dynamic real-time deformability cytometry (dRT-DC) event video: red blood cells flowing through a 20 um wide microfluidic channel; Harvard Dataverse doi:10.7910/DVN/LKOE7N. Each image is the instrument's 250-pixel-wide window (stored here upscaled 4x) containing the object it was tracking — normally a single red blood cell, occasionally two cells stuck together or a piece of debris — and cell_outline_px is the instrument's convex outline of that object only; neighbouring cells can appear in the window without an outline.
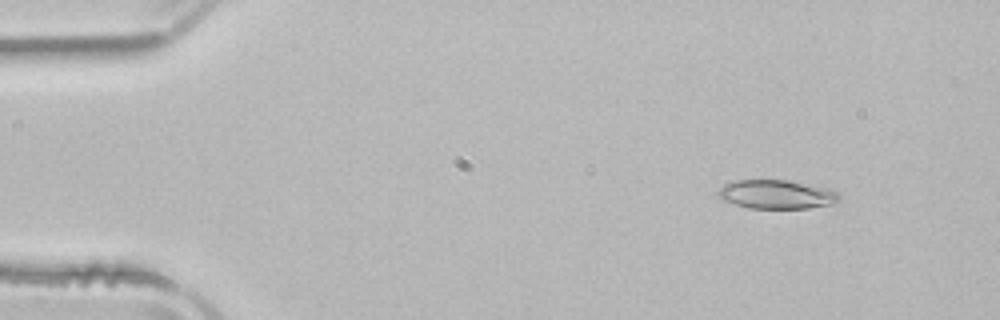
{"species": "common noctule bat (a hibernating species)", "species_latin": "Nyctalus noctula", "temperature_condition": "room temperature", "stored_images_in_passage": 51, "camera_frame_rate_fps": 3000, "um_per_image_px": 0.085, "animal": {"sex": "male", "body_mass_g": 21.5, "forearm_length_mm": 52.0}, "frame": {"image": 1, "passage_image": 5, "time_ms": 1.333, "image_size_px": [1000, 320], "cell_outline_px": [[840, 200], [832, 204], [808, 208], [748, 208], [724, 200], [716, 192], [720, 188], [736, 180], [788, 180], [828, 188], [840, 192]], "centroid_in_image_um": [66.07, 16.52], "position_along_channel_um": 18.9, "area_um2": 20.23}}
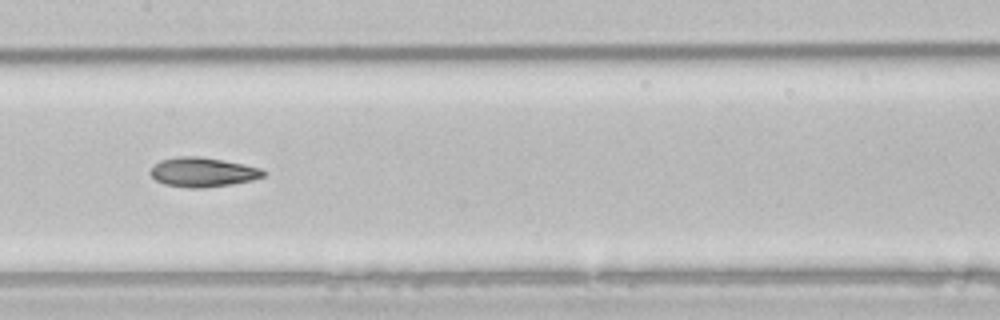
{"frame": {"image": 2, "passage_image": 25, "time_ms": 8.0, "image_size_px": [1000, 320], "cell_outline_px": [[268, 172], [264, 176], [252, 180], [232, 184], [204, 188], [192, 188], [164, 184], [156, 180], [148, 172], [160, 160], [180, 156], [196, 156], [244, 164], [264, 168]], "centroid_in_image_um": [17.27, 14.64], "position_along_channel_um": 190.1, "area_um2": 19.36}}
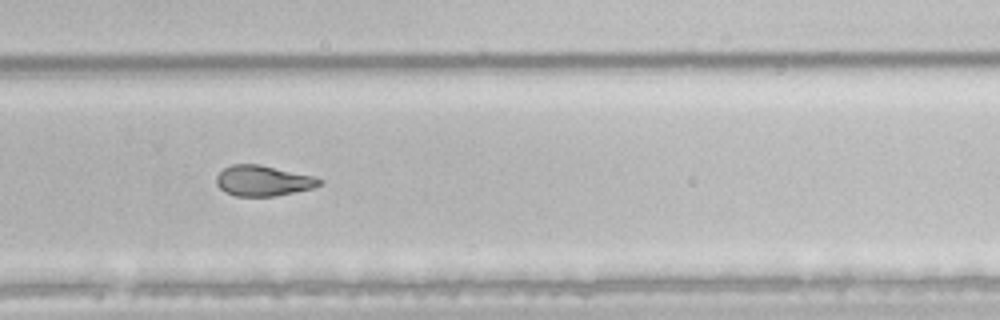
{"frame": {"image": 3, "passage_image": 34, "time_ms": 11.0, "image_size_px": [1000, 320], "cell_outline_px": [[324, 180], [320, 184], [312, 188], [276, 196], [236, 196], [224, 192], [216, 184], [216, 176], [224, 168], [232, 164], [260, 164], [312, 176]], "centroid_in_image_um": [22.33, 15.36], "position_along_channel_um": 307.5, "area_um2": 18.26}, "authors_computed_cell_mechanics": {"area_um2": 20.23, "velocity_mm_per_s": 3.9321, "shape_relaxation_time_tau1_ms": 5.8757, "shape_relaxation_time_tau2_ms": 3.6629, "deformation_change_tau1": 0.166, "deformation_change_tau2": 0.1144}}